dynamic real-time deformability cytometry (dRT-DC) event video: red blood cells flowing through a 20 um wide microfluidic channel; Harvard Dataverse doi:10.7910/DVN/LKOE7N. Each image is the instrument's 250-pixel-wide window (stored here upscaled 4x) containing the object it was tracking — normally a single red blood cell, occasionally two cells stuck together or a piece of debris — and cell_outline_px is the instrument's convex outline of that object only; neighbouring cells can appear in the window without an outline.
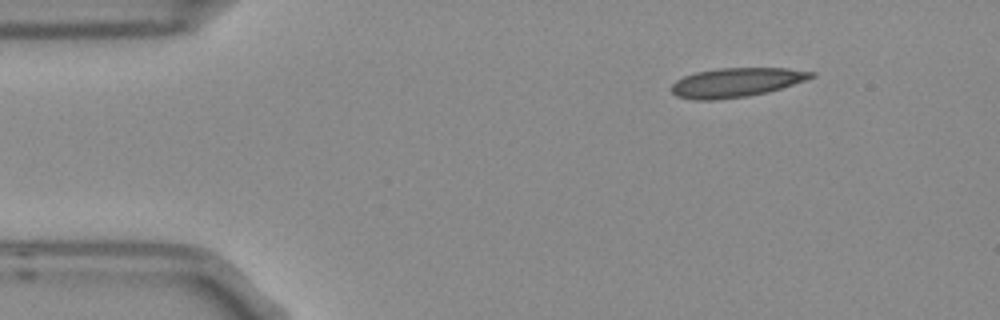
{"species": "Egyptian fruit bat (a non-hibernating species)", "species_latin": "Rousettus aegyptiacus", "temperature_condition": "room temperature", "stored_images_in_passage": 3, "camera_frame_rate_fps": 3000, "um_per_image_px": 0.085, "frame": {"image": 1, "passage_image": 1, "time_ms": 0.0, "image_size_px": [1000, 320], "cell_outline_px": [[816, 76], [768, 92], [748, 96], [716, 100], [692, 100], [676, 96], [672, 92], [672, 84], [676, 80], [684, 76], [696, 72], [720, 68], [788, 68], [816, 72]], "centroid_in_image_um": [62.56, 7.01], "position_along_channel_um": 22.4, "area_um2": 23.76}}